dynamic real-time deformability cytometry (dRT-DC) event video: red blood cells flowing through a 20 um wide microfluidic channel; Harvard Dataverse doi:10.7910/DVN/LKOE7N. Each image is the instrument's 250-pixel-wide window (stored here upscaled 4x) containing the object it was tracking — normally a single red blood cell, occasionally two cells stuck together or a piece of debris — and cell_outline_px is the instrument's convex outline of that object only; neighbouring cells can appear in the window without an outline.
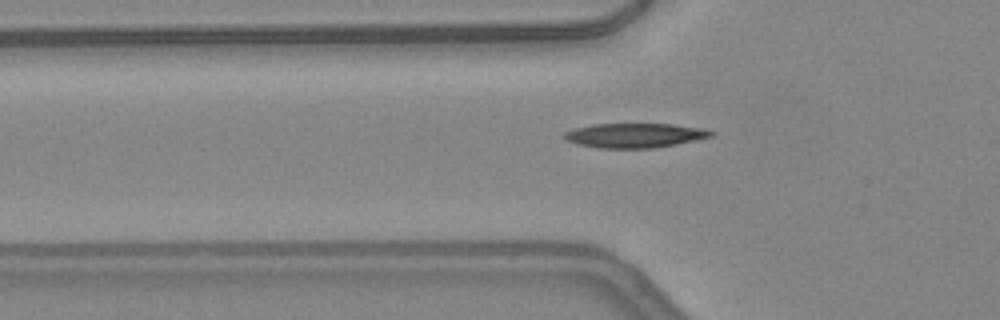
{"species": "common noctule bat (a hibernating species)", "species_latin": "Nyctalus noctula", "temperature_condition": "warm", "stored_images_in_passage": 32, "camera_frame_rate_fps": 3000, "um_per_image_px": 0.085, "animal": {"sex": "female", "body_mass_g": 24.6, "forearm_length_mm": 56.2}, "frame": {"image": 1, "passage_image": 5, "time_ms": 1.333, "image_size_px": [1000, 320], "cell_outline_px": [[716, 132], [712, 136], [676, 144], [656, 148], [600, 148], [576, 144], [568, 140], [564, 136], [564, 132], [572, 128], [592, 124], [672, 124], [704, 128]], "centroid_in_image_um": [53.95, 11.5], "position_along_channel_um": 71.8, "area_um2": 20.98}}
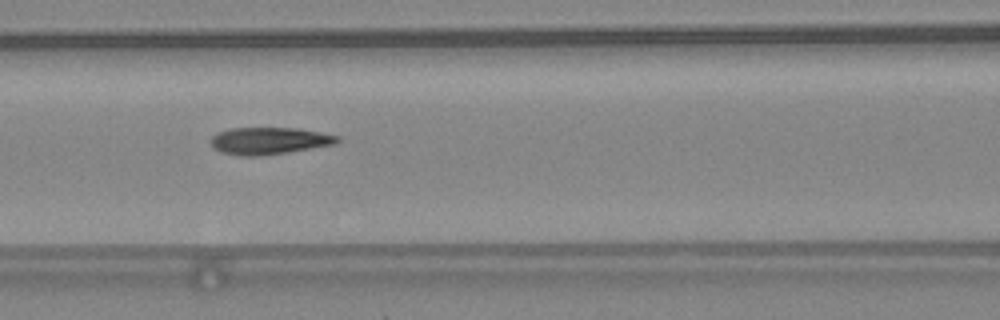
{"frame": {"image": 2, "passage_image": 10, "time_ms": 3.0, "image_size_px": [1000, 320], "cell_outline_px": [[340, 140], [336, 144], [288, 152], [260, 156], [240, 156], [220, 152], [212, 148], [208, 140], [216, 132], [232, 128], [300, 128], [340, 136]], "centroid_in_image_um": [22.84, 11.97], "position_along_channel_um": 143.8, "area_um2": 20.29}}